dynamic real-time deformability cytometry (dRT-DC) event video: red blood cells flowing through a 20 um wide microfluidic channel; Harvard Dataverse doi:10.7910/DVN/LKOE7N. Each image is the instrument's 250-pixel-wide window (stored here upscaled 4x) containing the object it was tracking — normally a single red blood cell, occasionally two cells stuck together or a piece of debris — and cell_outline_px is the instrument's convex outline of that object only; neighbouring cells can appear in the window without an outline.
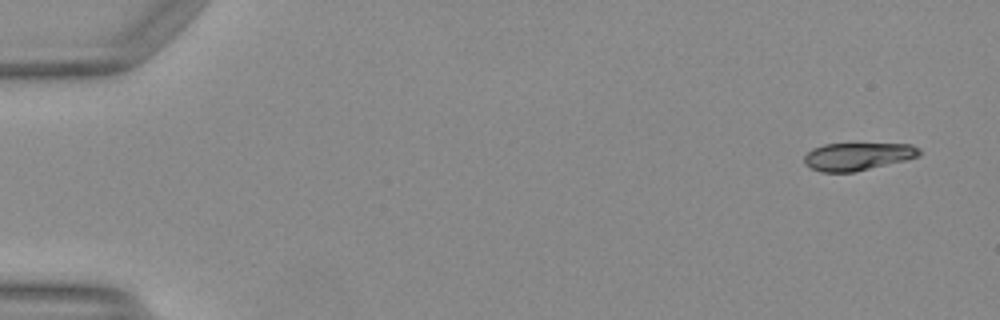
{"species": "Egyptian fruit bat (a non-hibernating species)", "species_latin": "Rousettus aegyptiacus", "temperature_condition": "warm", "stored_images_in_passage": 49, "camera_frame_rate_fps": 3000, "um_per_image_px": 0.085, "animal": {"sex": "female"}, "frame": {"image": 1, "passage_image": 1, "time_ms": 0.0, "image_size_px": [1000, 320], "cell_outline_px": [[920, 156], [856, 172], [820, 172], [804, 164], [804, 156], [812, 148], [824, 144], [912, 144], [920, 148]], "centroid_in_image_um": [72.88, 13.3], "position_along_channel_um": 12.1, "area_um2": 18.55}}
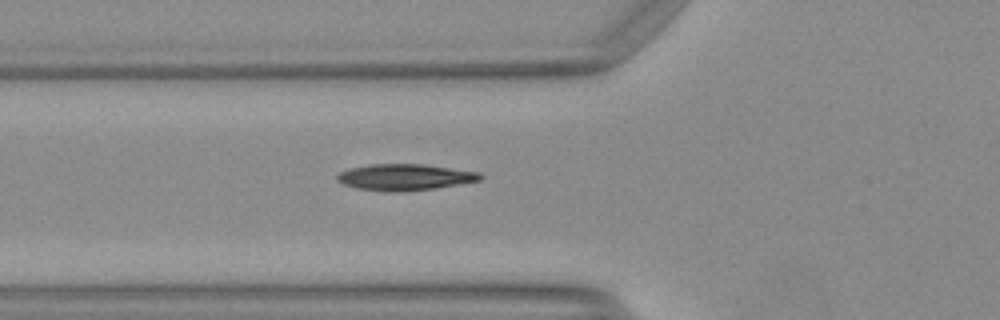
{"frame": {"image": 2, "passage_image": 17, "time_ms": 5.333, "image_size_px": [1000, 320], "cell_outline_px": [[484, 176], [480, 180], [460, 184], [432, 188], [400, 192], [388, 192], [356, 188], [344, 184], [336, 180], [336, 176], [340, 172], [348, 168], [368, 164], [424, 164], [480, 172]], "centroid_in_image_um": [34.39, 15.05], "position_along_channel_um": 91.4, "area_um2": 22.02}}
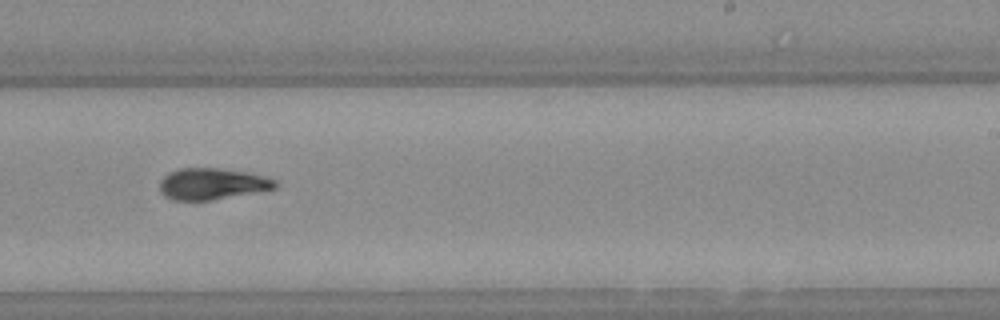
{"frame": {"image": 3, "passage_image": 30, "time_ms": 9.667, "image_size_px": [1000, 320], "cell_outline_px": [[276, 188], [212, 200], [172, 200], [164, 196], [160, 192], [160, 180], [168, 172], [180, 168], [220, 168], [248, 172], [264, 176], [276, 180]], "centroid_in_image_um": [17.99, 15.62], "position_along_channel_um": 271.0, "area_um2": 21.15}, "authors_computed_cell_mechanics": {"area_um2": 20.808, "velocity_mm_per_s": 4.1472, "shape_relaxation_time_tau1_ms": 4.5902, "shape_relaxation_time_tau2_ms": 3.7769, "deformation_change_tau1": 0.1993, "deformation_change_tau2": 0.1038}}